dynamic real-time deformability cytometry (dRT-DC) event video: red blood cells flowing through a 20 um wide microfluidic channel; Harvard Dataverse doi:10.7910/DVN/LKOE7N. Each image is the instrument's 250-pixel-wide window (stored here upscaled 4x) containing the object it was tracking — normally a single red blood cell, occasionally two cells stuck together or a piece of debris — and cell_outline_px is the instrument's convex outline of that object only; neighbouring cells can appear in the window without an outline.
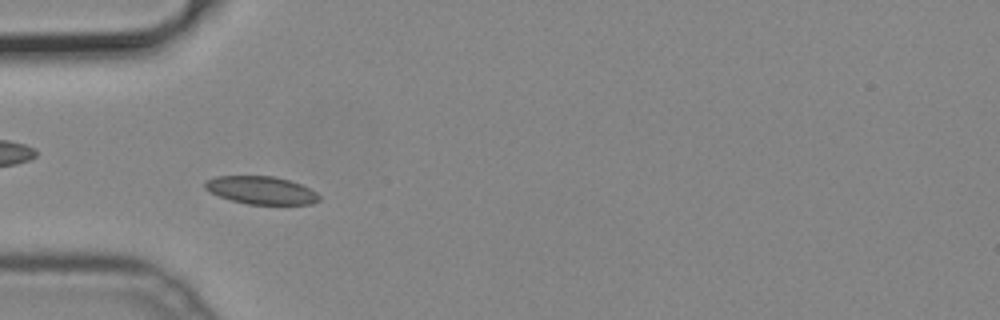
{"species": "common noctule bat (a hibernating species)", "species_latin": "Nyctalus noctula", "temperature_condition": "cold", "stored_images_in_passage": 39, "camera_frame_rate_fps": 3000, "um_per_image_px": 0.085, "animal": {"sex": "male", "body_mass_g": 19.2, "forearm_length_mm": 51.8}, "frame": {"image": 1, "passage_image": 9, "time_ms": 2.667, "image_size_px": [1000, 320], "cell_outline_px": [[320, 200], [312, 204], [248, 204], [232, 200], [220, 196], [204, 188], [204, 180], [216, 176], [272, 176], [288, 180], [300, 184], [316, 192], [320, 196]], "centroid_in_image_um": [22.19, 16.17], "position_along_channel_um": 62.8, "area_um2": 18.38}}
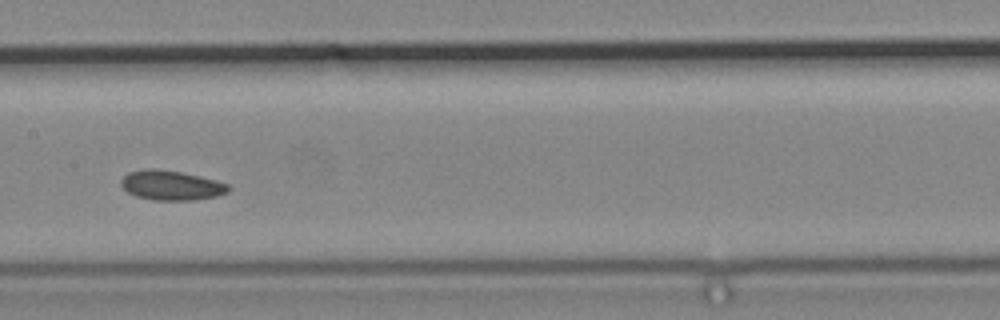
{"frame": {"image": 2, "passage_image": 19, "time_ms": 6.0, "image_size_px": [1000, 320], "cell_outline_px": [[232, 188], [228, 192], [216, 196], [192, 200], [152, 200], [136, 196], [128, 192], [120, 184], [120, 180], [128, 172], [148, 168], [156, 168], [180, 172], [216, 180], [228, 184]], "centroid_in_image_um": [14.55, 15.75], "position_along_channel_um": 192.9, "area_um2": 18.55}}
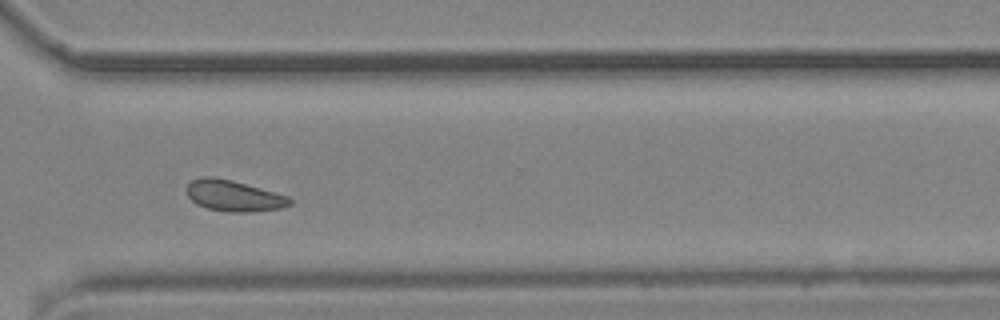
{"frame": {"image": 3, "passage_image": 31, "time_ms": 10.0, "image_size_px": [1000, 320], "cell_outline_px": [[292, 204], [280, 208], [248, 212], [228, 212], [208, 208], [196, 204], [188, 196], [184, 188], [192, 180], [200, 176], [212, 176], [232, 180], [288, 196], [292, 200]], "centroid_in_image_um": [19.82, 16.63], "position_along_channel_um": 350.8, "area_um2": 18.67}}